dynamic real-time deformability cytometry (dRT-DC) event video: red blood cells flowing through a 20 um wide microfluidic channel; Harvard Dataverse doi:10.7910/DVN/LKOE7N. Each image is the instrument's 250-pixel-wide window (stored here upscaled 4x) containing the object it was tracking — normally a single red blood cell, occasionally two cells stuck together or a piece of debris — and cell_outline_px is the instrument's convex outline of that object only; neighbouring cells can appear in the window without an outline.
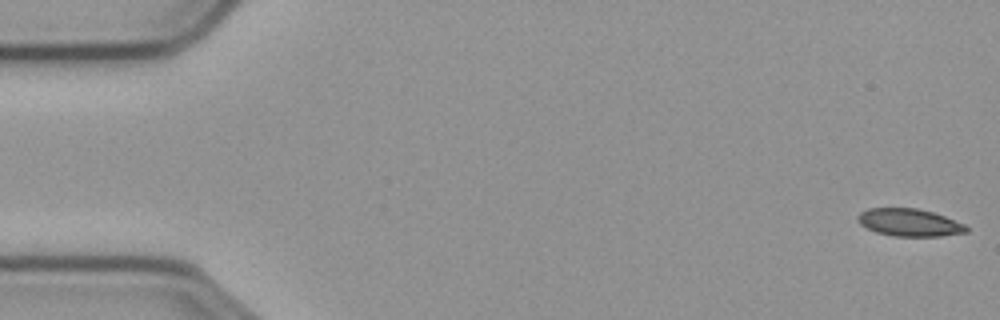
{"species": "common noctule bat (a hibernating species)", "species_latin": "Nyctalus noctula", "temperature_condition": "cold", "stored_images_in_passage": 57, "camera_frame_rate_fps": 3000, "um_per_image_px": 0.085, "animal": {"sex": "male", "body_mass_g": 23.1, "forearm_length_mm": 52.7}, "frame": {"image": 1, "passage_image": 1, "time_ms": 0.0, "image_size_px": [1000, 320], "cell_outline_px": [[968, 232], [940, 236], [892, 236], [876, 232], [860, 224], [856, 216], [860, 212], [868, 208], [916, 208], [932, 212], [944, 216], [964, 224], [968, 228]], "centroid_in_image_um": [77.28, 18.91], "position_along_channel_um": 7.7, "area_um2": 17.34}}
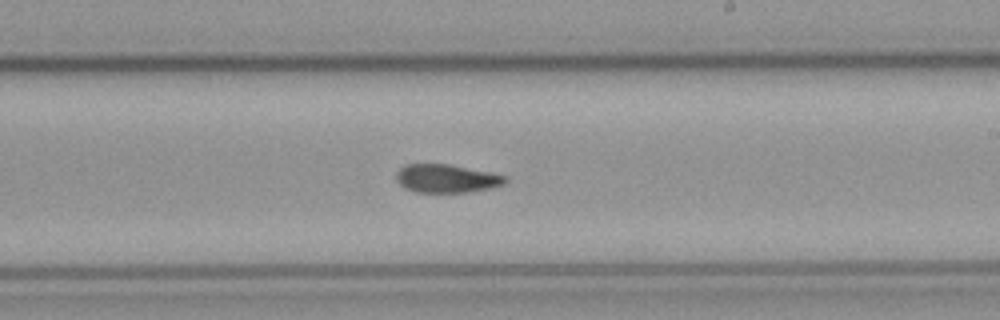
{"frame": {"image": 2, "passage_image": 33, "time_ms": 10.667, "image_size_px": [1000, 320], "cell_outline_px": [[508, 180], [504, 184], [492, 188], [468, 192], [416, 192], [404, 188], [396, 180], [396, 172], [404, 164], [448, 164], [492, 172], [508, 176]], "centroid_in_image_um": [37.98, 15.17], "position_along_channel_um": 251.0, "area_um2": 18.21}}
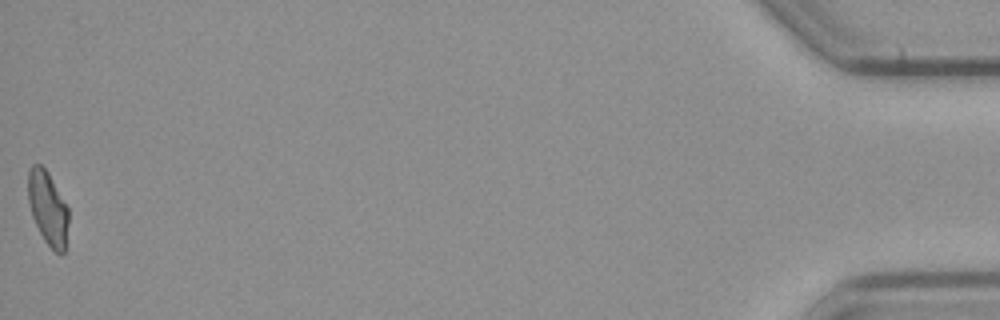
{"frame": {"image": 3, "passage_image": 57, "time_ms": 18.667, "image_size_px": [1000, 320], "cell_outline_px": [[68, 220], [64, 252], [60, 256], [44, 240], [32, 216], [28, 200], [28, 168], [32, 164], [40, 164], [48, 172], [68, 208]], "centroid_in_image_um": [4.05, 17.67], "position_along_channel_um": 431.1, "area_um2": 17.17}, "authors_computed_cell_mechanics": {"area_um2": 18.4382, "velocity_mm_per_s": 3.6005, "shape_relaxation_time_tau1_ms": null, "shape_relaxation_time_tau2_ms": 5.0022, "deformation_change_tau1": null, "deformation_change_tau2": 0.0806}}